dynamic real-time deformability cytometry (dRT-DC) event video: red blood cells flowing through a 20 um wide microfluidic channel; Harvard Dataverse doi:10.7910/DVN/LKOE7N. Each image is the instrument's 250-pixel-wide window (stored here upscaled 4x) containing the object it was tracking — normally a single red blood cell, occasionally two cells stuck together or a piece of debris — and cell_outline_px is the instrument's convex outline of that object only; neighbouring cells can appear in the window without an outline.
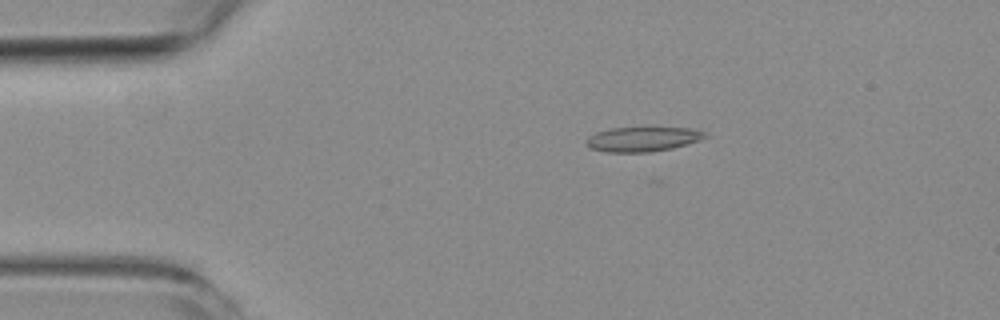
{"species": "common noctule bat (a hibernating species)", "species_latin": "Nyctalus noctula", "temperature_condition": "room temperature", "stored_images_in_passage": 5, "camera_frame_rate_fps": 3000, "um_per_image_px": 0.085, "animal": {"sex": "female", "body_mass_g": 19.3, "forearm_length_mm": 54.1}, "frame": {"image": 1, "passage_image": 3, "time_ms": 3.0, "image_size_px": [1000, 320], "cell_outline_px": [[708, 136], [700, 140], [688, 144], [672, 148], [652, 152], [604, 152], [588, 148], [584, 140], [588, 136], [596, 132], [612, 128], [692, 128], [708, 132]], "centroid_in_image_um": [54.62, 11.83], "position_along_channel_um": 30.4, "area_um2": 17.28}}